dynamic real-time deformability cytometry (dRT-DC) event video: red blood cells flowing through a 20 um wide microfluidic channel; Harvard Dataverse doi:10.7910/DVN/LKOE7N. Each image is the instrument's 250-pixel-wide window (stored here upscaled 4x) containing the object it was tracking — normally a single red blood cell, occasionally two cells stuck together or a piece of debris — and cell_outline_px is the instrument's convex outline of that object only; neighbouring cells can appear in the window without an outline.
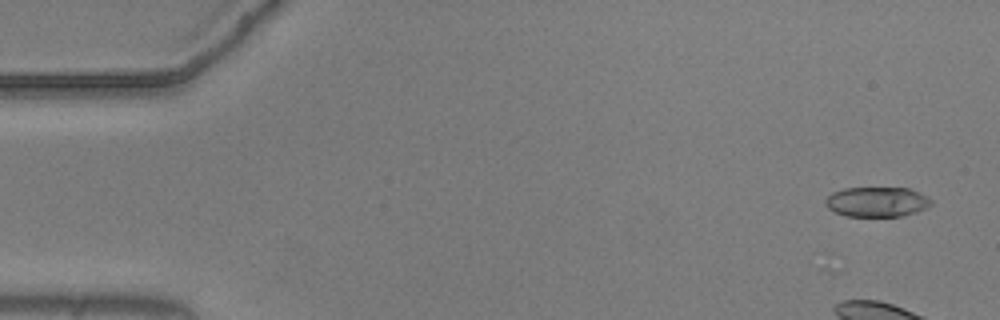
{"species": "common noctule bat (a hibernating species)", "species_latin": "Nyctalus noctula", "temperature_condition": "warm", "stored_images_in_passage": 4, "camera_frame_rate_fps": 3000, "um_per_image_px": 0.085, "animal": {"sex": "male", "body_mass_g": 20.5, "forearm_length_mm": 52.5}, "frame": {"image": 1, "passage_image": 2, "time_ms": 0.333, "image_size_px": [1000, 320], "cell_outline_px": [[932, 204], [916, 212], [904, 216], [844, 216], [828, 208], [824, 204], [824, 200], [832, 192], [844, 188], [908, 188], [920, 192], [928, 196], [932, 200]], "centroid_in_image_um": [74.53, 17.15], "position_along_channel_um": 10.5, "area_um2": 18.55}}